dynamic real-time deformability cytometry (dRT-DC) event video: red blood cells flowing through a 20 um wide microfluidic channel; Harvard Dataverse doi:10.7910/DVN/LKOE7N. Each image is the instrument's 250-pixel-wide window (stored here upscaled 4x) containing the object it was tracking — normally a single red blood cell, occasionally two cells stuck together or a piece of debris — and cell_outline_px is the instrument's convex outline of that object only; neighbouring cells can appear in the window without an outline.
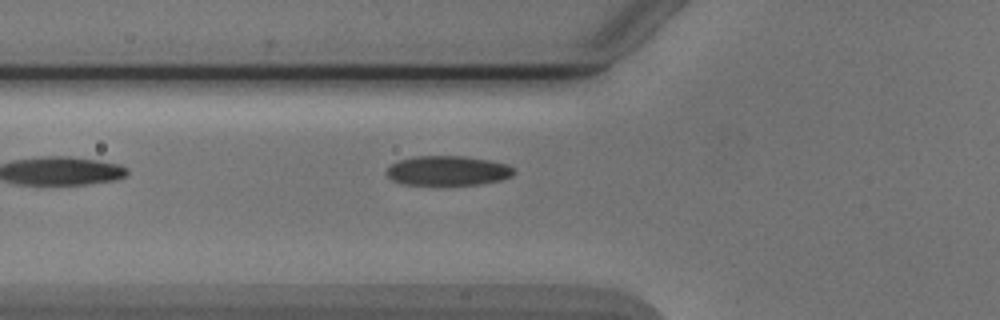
{"species": "Egyptian fruit bat (a non-hibernating species)", "species_latin": "Rousettus aegyptiacus", "temperature_condition": "cold", "stored_images_in_passage": 3, "camera_frame_rate_fps": 3000, "um_per_image_px": 0.085, "animal": {"sex": "male"}, "frame": {"image": 1, "passage_image": 3, "time_ms": 2.333, "image_size_px": [1000, 320], "cell_outline_px": [[516, 172], [512, 176], [500, 180], [480, 184], [400, 184], [392, 180], [384, 172], [392, 164], [400, 160], [412, 156], [464, 156], [488, 160], [508, 164], [516, 168]], "centroid_in_image_um": [38.08, 14.5], "position_along_channel_um": 87.7, "area_um2": 22.02}}